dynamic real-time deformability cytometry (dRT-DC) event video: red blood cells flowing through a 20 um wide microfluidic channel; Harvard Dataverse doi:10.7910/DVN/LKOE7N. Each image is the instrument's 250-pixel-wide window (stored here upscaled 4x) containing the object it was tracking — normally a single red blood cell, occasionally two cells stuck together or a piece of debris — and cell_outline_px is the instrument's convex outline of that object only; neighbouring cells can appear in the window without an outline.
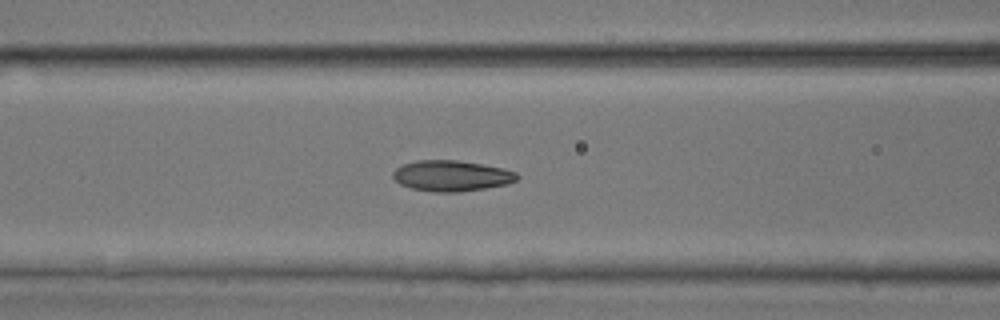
{"species": "common noctule bat (a hibernating species)", "species_latin": "Nyctalus noctula", "temperature_condition": "room temperature", "stored_images_in_passage": 30, "camera_frame_rate_fps": 3000, "um_per_image_px": 0.085, "animal": {"sex": "male", "body_mass_g": 17.9, "forearm_length_mm": 54.2}, "frame": {"image": 1, "passage_image": 22, "time_ms": 7.0, "image_size_px": [1000, 320], "cell_outline_px": [[520, 176], [516, 180], [508, 184], [460, 192], [432, 192], [412, 188], [400, 184], [392, 176], [392, 172], [396, 168], [404, 164], [416, 160], [456, 160], [480, 164], [500, 168], [516, 172]], "centroid_in_image_um": [38.36, 14.95], "position_along_channel_um": 128.2, "area_um2": 22.14}}